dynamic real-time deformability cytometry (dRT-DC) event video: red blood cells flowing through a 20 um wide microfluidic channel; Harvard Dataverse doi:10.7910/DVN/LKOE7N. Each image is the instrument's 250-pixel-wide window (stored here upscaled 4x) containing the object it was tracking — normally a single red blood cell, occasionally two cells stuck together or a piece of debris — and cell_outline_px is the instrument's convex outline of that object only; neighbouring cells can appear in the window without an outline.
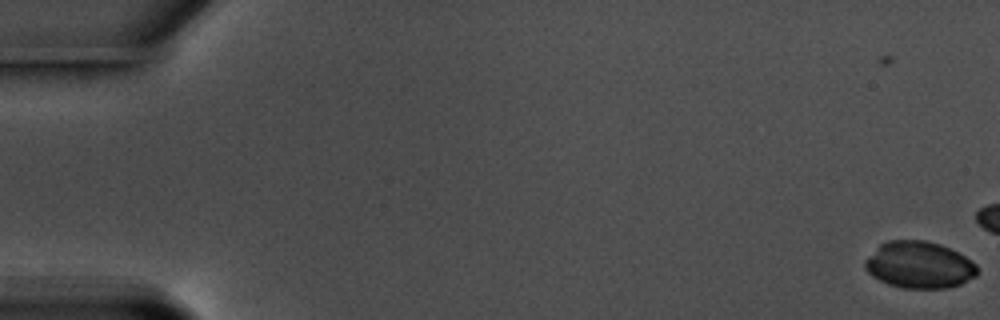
{"species": "common noctule bat (a hibernating species)", "species_latin": "Nyctalus noctula", "temperature_condition": "warm", "stored_images_in_passage": 17, "camera_frame_rate_fps": 3000, "um_per_image_px": 0.085, "animal": {"sex": "male", "body_mass_g": 17.5, "forearm_length_mm": 52.3}, "frame": {"image": 1, "passage_image": 1, "time_ms": 0.0, "image_size_px": [1000, 320], "cell_outline_px": [[976, 276], [960, 284], [948, 288], [904, 288], [888, 284], [872, 276], [864, 268], [864, 260], [880, 244], [888, 240], [924, 240], [940, 244], [972, 260], [976, 264]], "centroid_in_image_um": [78.11, 22.52], "position_along_channel_um": 6.9, "area_um2": 30.52}}